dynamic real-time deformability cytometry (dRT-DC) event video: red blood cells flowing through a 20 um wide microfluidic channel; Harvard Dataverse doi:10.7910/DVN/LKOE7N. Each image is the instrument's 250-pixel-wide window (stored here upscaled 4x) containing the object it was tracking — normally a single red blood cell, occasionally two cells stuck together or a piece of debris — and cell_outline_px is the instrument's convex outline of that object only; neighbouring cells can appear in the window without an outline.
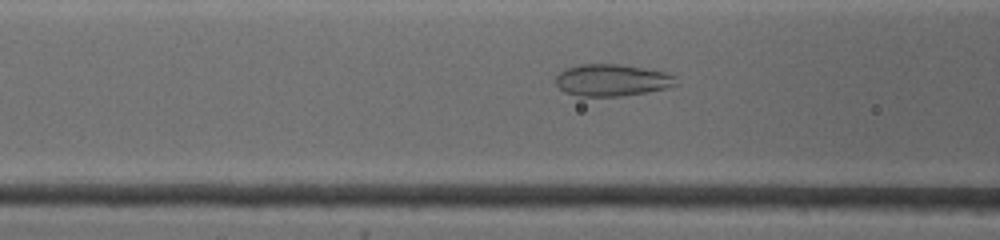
{"species": "common noctule bat (a hibernating species)", "species_latin": "Nyctalus noctula", "temperature_condition": "warm", "stored_images_in_passage": 61, "camera_frame_rate_fps": 4500, "um_per_image_px": 0.085, "animal": {"sex": "female", "body_mass_g": 19.0, "forearm_length_mm": 53.3}, "frame": {"image": 1, "passage_image": 12, "time_ms": 3.778, "image_size_px": [1000, 240], "cell_outline_px": [[680, 84], [664, 88], [644, 92], [620, 96], [580, 96], [564, 92], [556, 84], [556, 76], [564, 68], [580, 64], [620, 64], [644, 68], [664, 72], [672, 76]], "centroid_in_image_um": [51.97, 6.8], "position_along_channel_um": 114.6, "area_um2": 22.2}}
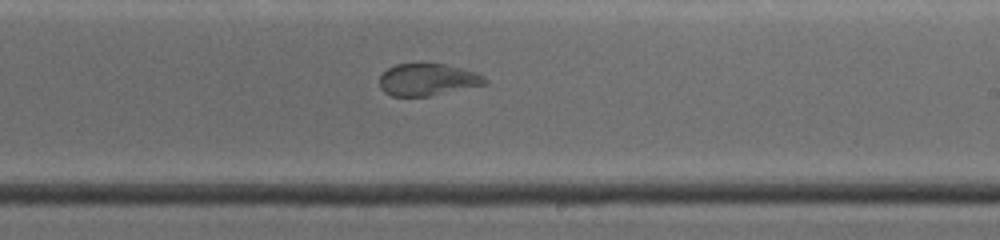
{"frame": {"image": 2, "passage_image": 34, "time_ms": 7.333, "image_size_px": [1000, 240], "cell_outline_px": [[488, 84], [428, 96], [392, 96], [384, 92], [380, 88], [380, 76], [388, 68], [396, 64], [444, 64], [476, 72], [484, 76], [488, 80]], "centroid_in_image_um": [36.36, 6.77], "position_along_channel_um": 252.6, "area_um2": 19.59}}
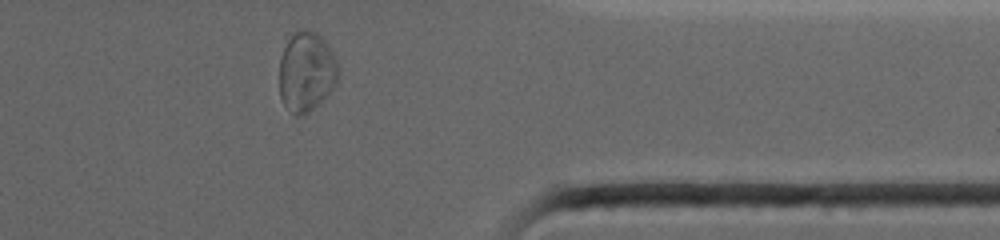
{"frame": {"image": 3, "passage_image": 54, "time_ms": 11.111, "image_size_px": [1000, 240], "cell_outline_px": [[340, 68], [336, 84], [304, 116], [296, 116], [284, 104], [280, 96], [280, 60], [284, 48], [292, 32], [296, 28], [308, 28], [316, 32], [324, 40], [336, 60]], "centroid_in_image_um": [26.03, 6.04], "position_along_channel_um": 385.4, "area_um2": 27.28}}